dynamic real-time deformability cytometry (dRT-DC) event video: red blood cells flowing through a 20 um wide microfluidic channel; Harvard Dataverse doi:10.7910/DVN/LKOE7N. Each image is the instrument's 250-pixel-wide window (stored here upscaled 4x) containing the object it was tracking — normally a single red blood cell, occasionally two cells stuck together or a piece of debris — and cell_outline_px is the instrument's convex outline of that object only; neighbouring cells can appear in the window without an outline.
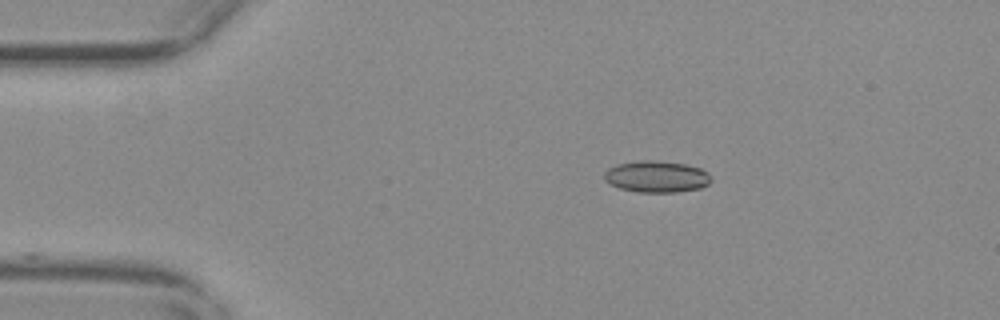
{"species": "common noctule bat (a hibernating species)", "species_latin": "Nyctalus noctula", "temperature_condition": "warm", "stored_images_in_passage": 48, "camera_frame_rate_fps": 3000, "um_per_image_px": 0.085, "animal": {"sex": "female", "body_mass_g": 29.2, "forearm_length_mm": 56.3}, "frame": {"image": 1, "passage_image": 2, "time_ms": 0.333, "image_size_px": [1000, 320], "cell_outline_px": [[712, 180], [708, 184], [700, 188], [676, 192], [636, 192], [620, 188], [604, 180], [604, 172], [608, 168], [616, 164], [640, 160], [652, 160], [684, 164], [700, 168], [708, 172], [712, 176]], "centroid_in_image_um": [55.81, 15.01], "position_along_channel_um": 29.2, "area_um2": 19.71}}
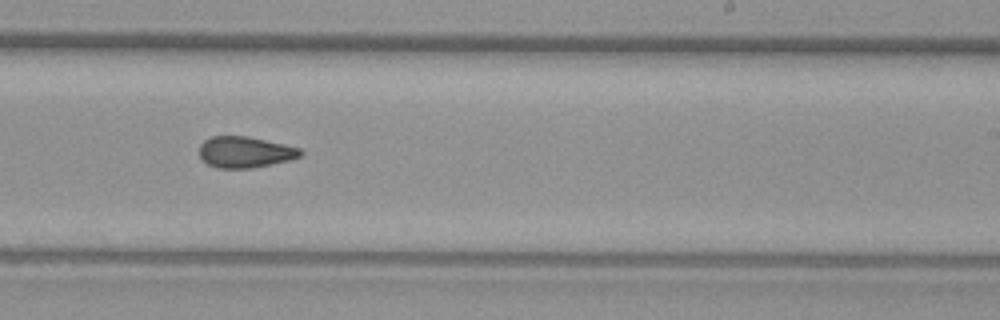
{"frame": {"image": 2, "passage_image": 26, "time_ms": 8.333, "image_size_px": [1000, 320], "cell_outline_px": [[304, 152], [300, 156], [288, 160], [272, 164], [252, 168], [216, 168], [200, 160], [200, 144], [204, 140], [212, 136], [248, 136], [300, 148]], "centroid_in_image_um": [20.8, 12.93], "position_along_channel_um": 268.2, "area_um2": 18.38}}
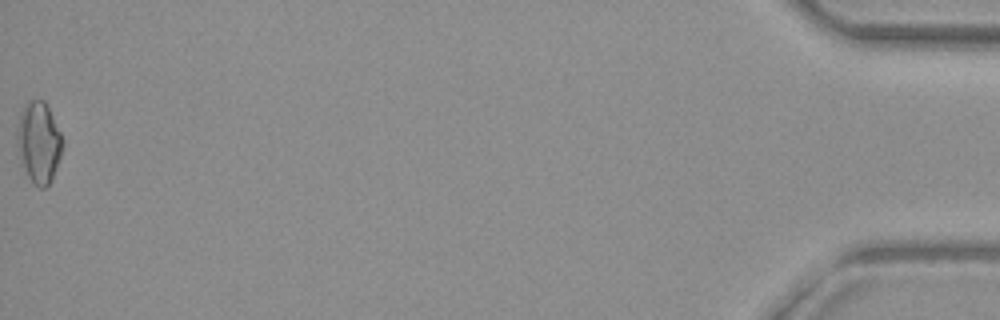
{"frame": {"image": 3, "passage_image": 48, "time_ms": 15.667, "image_size_px": [1000, 320], "cell_outline_px": [[64, 144], [52, 180], [44, 188], [40, 188], [28, 176], [16, 144], [16, 140], [20, 116], [28, 100], [44, 100], [64, 140]], "centroid_in_image_um": [3.32, 12.1], "position_along_channel_um": 431.9, "area_um2": 20.92}, "authors_computed_cell_mechanics": {"area_um2": 18.8717, "velocity_mm_per_s": 3.6823, "shape_relaxation_time_tau1_ms": null, "shape_relaxation_time_tau2_ms": 2.8512, "deformation_change_tau1": null, "deformation_change_tau2": 0.0937}}